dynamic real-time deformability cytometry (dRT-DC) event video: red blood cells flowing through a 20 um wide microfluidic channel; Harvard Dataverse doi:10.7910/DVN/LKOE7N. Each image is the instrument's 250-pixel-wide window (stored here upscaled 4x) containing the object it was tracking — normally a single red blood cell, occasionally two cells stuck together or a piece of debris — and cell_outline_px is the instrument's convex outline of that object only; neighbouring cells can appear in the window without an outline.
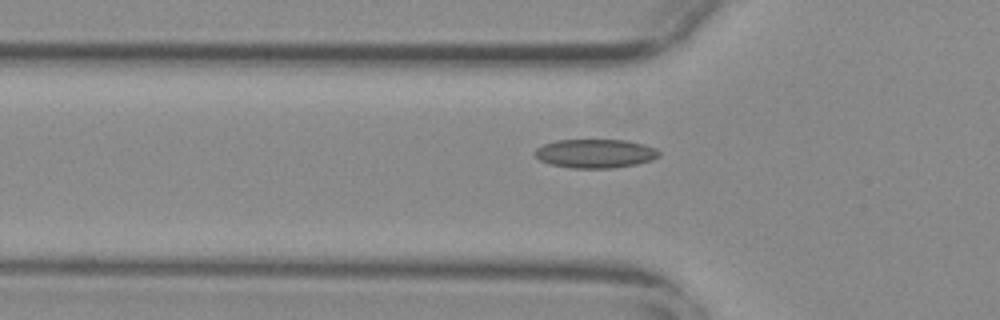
{"species": "common noctule bat (a hibernating species)", "species_latin": "Nyctalus noctula", "temperature_condition": "warm", "stored_images_in_passage": 40, "camera_frame_rate_fps": 3000, "um_per_image_px": 0.085, "animal": {"sex": "female", "body_mass_g": 29.2, "forearm_length_mm": 56.3}, "frame": {"image": 1, "passage_image": 6, "time_ms": 1.667, "image_size_px": [1000, 320], "cell_outline_px": [[660, 156], [652, 160], [636, 164], [612, 168], [568, 168], [552, 164], [540, 160], [536, 156], [536, 148], [544, 144], [556, 140], [628, 140], [644, 144], [656, 148], [660, 152]], "centroid_in_image_um": [50.64, 13.04], "position_along_channel_um": 75.2, "area_um2": 20.87}}
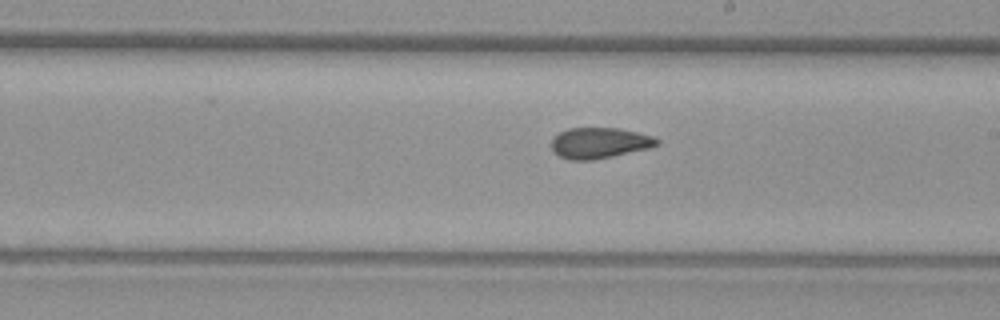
{"frame": {"image": 2, "passage_image": 19, "time_ms": 6.0, "image_size_px": [1000, 320], "cell_outline_px": [[660, 144], [648, 148], [612, 156], [592, 160], [568, 160], [552, 152], [552, 140], [560, 132], [568, 128], [620, 128], [652, 136], [660, 140]], "centroid_in_image_um": [50.94, 12.15], "position_along_channel_um": 238.1, "area_um2": 18.84}}
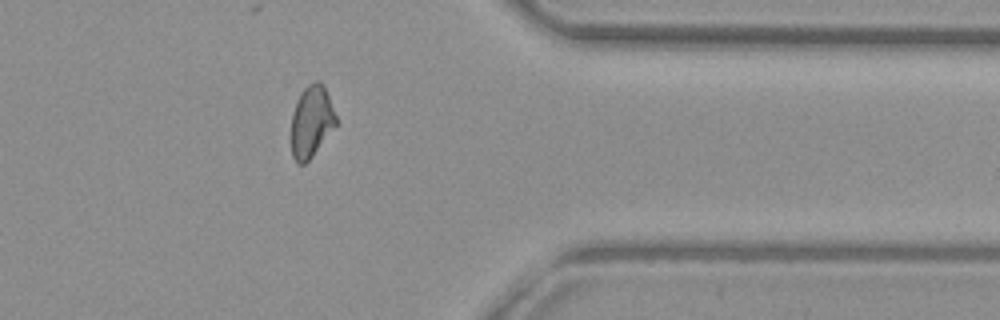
{"frame": {"image": 3, "passage_image": 32, "time_ms": 10.333, "image_size_px": [1000, 320], "cell_outline_px": [[336, 124], [312, 156], [304, 164], [296, 164], [292, 156], [292, 112], [296, 100], [300, 92], [308, 84], [316, 80], [320, 80], [324, 84], [336, 116]], "centroid_in_image_um": [26.45, 10.29], "position_along_channel_um": 384.9, "area_um2": 18.61}}